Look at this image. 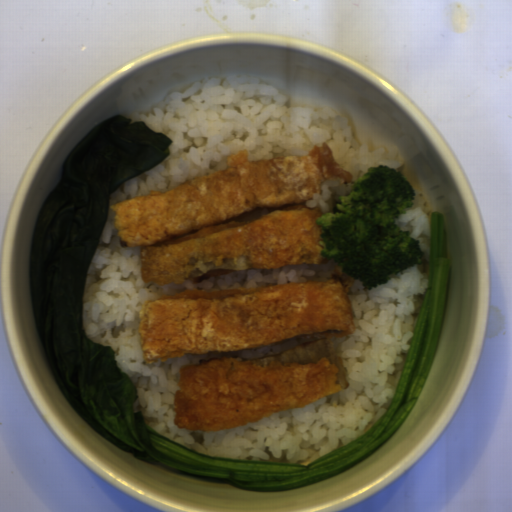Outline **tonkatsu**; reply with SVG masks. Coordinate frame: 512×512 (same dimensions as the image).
Segmentation results:
<instances>
[{
	"label": "tonkatsu",
	"instance_id": "1",
	"mask_svg": "<svg viewBox=\"0 0 512 512\" xmlns=\"http://www.w3.org/2000/svg\"><path fill=\"white\" fill-rule=\"evenodd\" d=\"M336 266L326 281L163 293L139 310L146 365L207 355L176 373L174 425L218 432L306 406L350 386L342 344L356 331Z\"/></svg>",
	"mask_w": 512,
	"mask_h": 512
},
{
	"label": "tonkatsu",
	"instance_id": "2",
	"mask_svg": "<svg viewBox=\"0 0 512 512\" xmlns=\"http://www.w3.org/2000/svg\"><path fill=\"white\" fill-rule=\"evenodd\" d=\"M324 141L303 155L249 159L110 205L121 248H139L140 275L167 286L201 284L238 271L322 264L320 207L309 208L326 180L350 183Z\"/></svg>",
	"mask_w": 512,
	"mask_h": 512
}]
</instances>
